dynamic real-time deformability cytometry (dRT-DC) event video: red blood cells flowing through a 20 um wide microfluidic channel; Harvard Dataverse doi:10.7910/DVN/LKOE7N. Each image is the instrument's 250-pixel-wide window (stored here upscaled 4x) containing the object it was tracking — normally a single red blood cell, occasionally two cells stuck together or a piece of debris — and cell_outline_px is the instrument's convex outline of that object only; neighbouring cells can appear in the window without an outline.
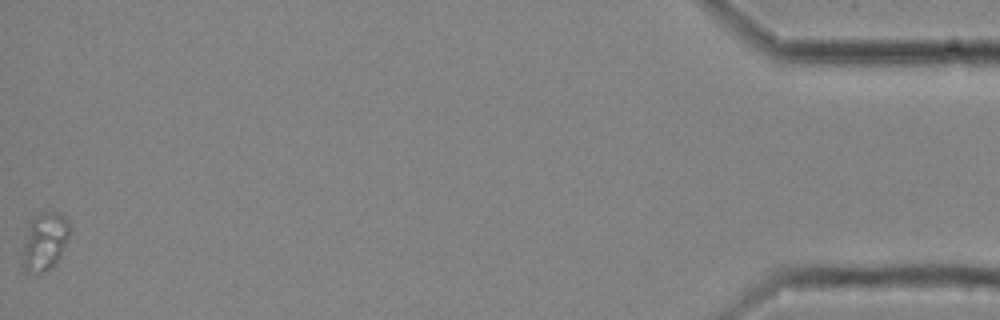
{"species": "common noctule bat (a hibernating species)", "species_latin": "Nyctalus noctula", "temperature_condition": "cold", "stored_images_in_passage": 46, "camera_frame_rate_fps": 3000, "um_per_image_px": 0.085, "animal": {"sex": "female", "body_mass_g": 25.1}, "frame": {"image": 1, "passage_image": 46, "time_ms": 15.0, "image_size_px": [1000, 320], "cell_outline_px": [[72, 228], [60, 256], [48, 268], [40, 272], [24, 272], [24, 244], [28, 224], [36, 216], [44, 212], [60, 212], [68, 220]], "centroid_in_image_um": [3.84, 20.46], "position_along_channel_um": 431.4, "area_um2": 15.43}}